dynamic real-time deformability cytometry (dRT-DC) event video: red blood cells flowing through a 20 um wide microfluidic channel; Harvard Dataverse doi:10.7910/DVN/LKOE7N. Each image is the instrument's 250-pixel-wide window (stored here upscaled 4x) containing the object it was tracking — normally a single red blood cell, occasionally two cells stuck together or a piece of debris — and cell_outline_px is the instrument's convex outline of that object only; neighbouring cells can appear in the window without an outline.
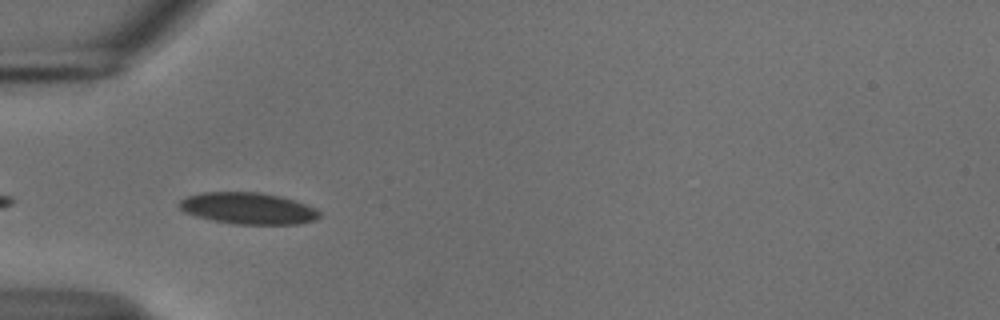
{"species": "common noctule bat (a hibernating species)", "species_latin": "Nyctalus noctula", "temperature_condition": "cold", "stored_images_in_passage": 10, "camera_frame_rate_fps": 3000, "um_per_image_px": 0.085, "animal": {"sex": "male", "body_mass_g": 18.8}, "frame": {"image": 1, "passage_image": 2, "time_ms": 0.333, "image_size_px": [1000, 320], "cell_outline_px": [[320, 216], [316, 220], [296, 224], [236, 224], [212, 220], [184, 212], [176, 204], [180, 200], [188, 196], [200, 192], [260, 192], [280, 196], [296, 200], [316, 208], [320, 212]], "centroid_in_image_um": [21.1, 17.7], "position_along_channel_um": 63.9, "area_um2": 25.89}}